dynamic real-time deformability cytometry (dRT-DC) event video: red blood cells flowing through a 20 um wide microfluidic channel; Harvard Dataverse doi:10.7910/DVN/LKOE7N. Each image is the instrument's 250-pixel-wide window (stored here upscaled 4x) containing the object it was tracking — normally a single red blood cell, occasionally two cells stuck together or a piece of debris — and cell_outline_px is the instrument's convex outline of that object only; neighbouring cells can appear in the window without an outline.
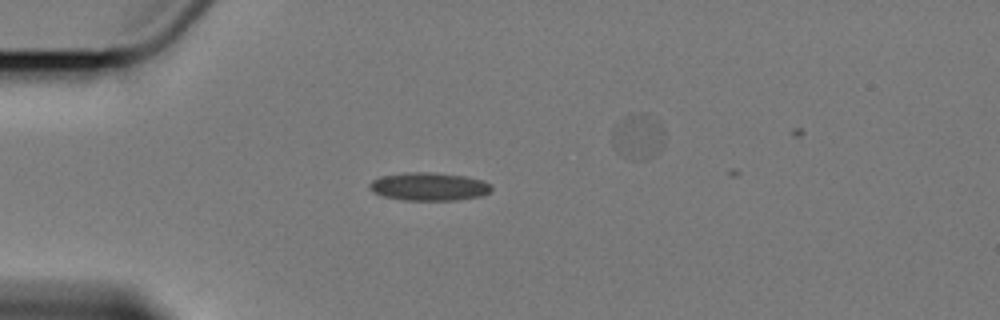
{"species": "Egyptian fruit bat (a non-hibernating species)", "species_latin": "Rousettus aegyptiacus", "temperature_condition": "cold", "stored_images_in_passage": 10, "camera_frame_rate_fps": 3000, "um_per_image_px": 0.085, "animal": {"sex": "female"}, "frame": {"image": 1, "passage_image": 1, "time_ms": 0.0, "image_size_px": [1000, 320], "cell_outline_px": [[492, 188], [488, 192], [480, 196], [452, 200], [404, 200], [384, 196], [372, 192], [368, 188], [368, 184], [372, 180], [380, 176], [404, 172], [432, 172], [464, 176], [480, 180], [488, 184]], "centroid_in_image_um": [36.37, 15.85], "position_along_channel_um": 48.6, "area_um2": 19.83}}
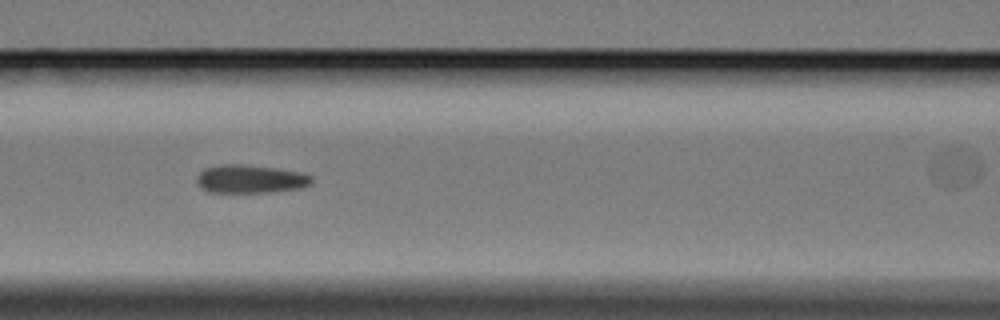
{"frame": {"image": 2, "passage_image": 4, "time_ms": 3.333, "image_size_px": [1000, 320], "cell_outline_px": [[312, 180], [308, 184], [300, 188], [268, 192], [208, 192], [196, 180], [200, 172], [204, 168], [220, 164], [240, 164], [276, 168], [300, 172], [312, 176]], "centroid_in_image_um": [21.27, 15.2], "position_along_channel_um": 145.3, "area_um2": 18.67}}
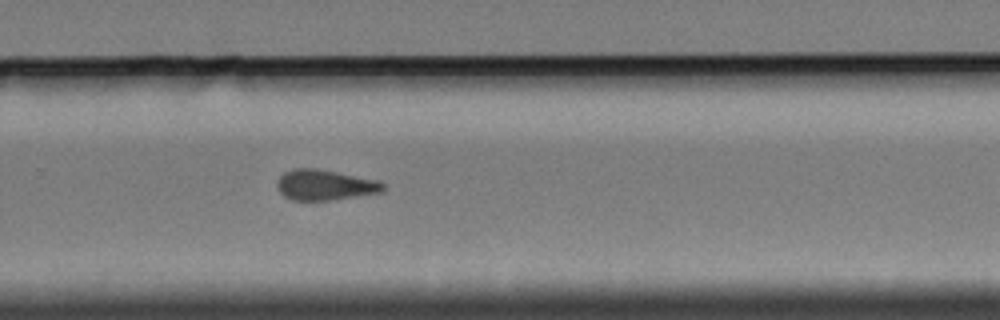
{"frame": {"image": 3, "passage_image": 8, "time_ms": 8.0, "image_size_px": [1000, 320], "cell_outline_px": [[384, 188], [380, 192], [328, 200], [292, 200], [284, 196], [280, 192], [276, 184], [280, 176], [284, 172], [296, 168], [316, 168], [376, 180], [384, 184]], "centroid_in_image_um": [27.56, 15.71], "position_along_channel_um": 302.2, "area_um2": 18.44}}